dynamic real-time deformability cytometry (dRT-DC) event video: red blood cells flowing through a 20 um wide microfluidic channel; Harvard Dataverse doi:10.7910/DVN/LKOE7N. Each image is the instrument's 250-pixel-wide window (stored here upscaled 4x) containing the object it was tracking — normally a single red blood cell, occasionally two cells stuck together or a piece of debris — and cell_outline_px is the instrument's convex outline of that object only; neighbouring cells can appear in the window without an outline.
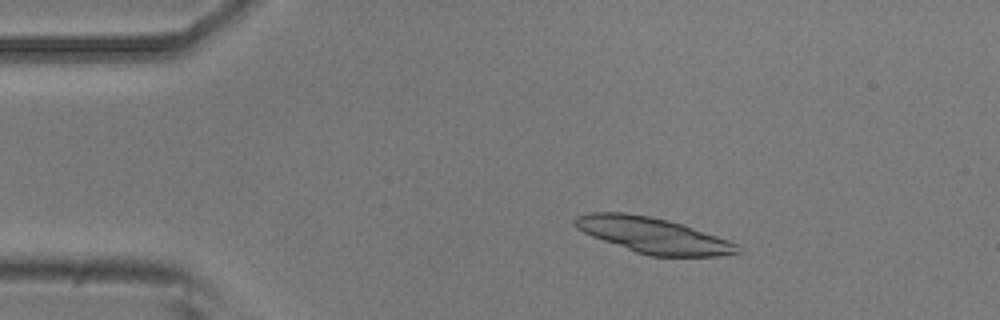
{"species": "common noctule bat (a hibernating species)", "species_latin": "Nyctalus noctula", "temperature_condition": "room temperature", "stored_images_in_passage": 4, "camera_frame_rate_fps": 3000, "um_per_image_px": 0.085, "animal": {"sex": "male", "body_mass_g": 20.5, "forearm_length_mm": 52.5}, "frame": {"image": 1, "passage_image": 3, "time_ms": 0.667, "image_size_px": [1000, 320], "cell_outline_px": [[740, 252], [720, 256], [648, 256], [636, 252], [592, 236], [576, 228], [572, 220], [576, 216], [592, 212], [624, 212], [648, 216], [668, 220], [684, 224], [728, 240], [736, 244], [740, 248]], "centroid_in_image_um": [55.5, 19.99], "position_along_channel_um": 29.5, "area_um2": 33.58}}